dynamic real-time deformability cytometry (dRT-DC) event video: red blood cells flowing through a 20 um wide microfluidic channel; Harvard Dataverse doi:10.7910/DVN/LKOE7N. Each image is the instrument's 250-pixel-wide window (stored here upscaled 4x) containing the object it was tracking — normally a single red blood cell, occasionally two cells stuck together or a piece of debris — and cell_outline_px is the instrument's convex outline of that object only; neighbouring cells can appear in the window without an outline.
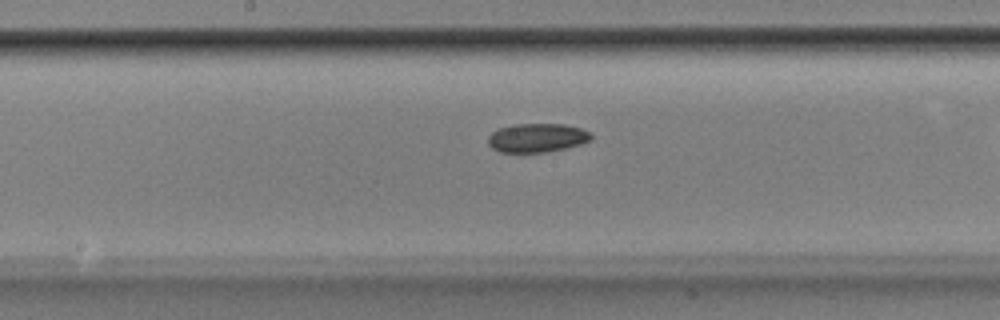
{"species": "Egyptian fruit bat (a non-hibernating species)", "species_latin": "Rousettus aegyptiacus", "temperature_condition": "room temperature", "stored_images_in_passage": 34, "camera_frame_rate_fps": 3000, "um_per_image_px": 0.085, "animal": {"sex": "male"}, "frame": {"image": 1, "passage_image": 20, "time_ms": 6.333, "image_size_px": [1000, 320], "cell_outline_px": [[592, 140], [580, 144], [548, 152], [500, 152], [492, 148], [488, 144], [488, 136], [492, 132], [500, 128], [516, 124], [564, 124], [580, 128], [592, 132]], "centroid_in_image_um": [45.67, 11.71], "position_along_channel_um": 202.5, "area_um2": 17.34}}
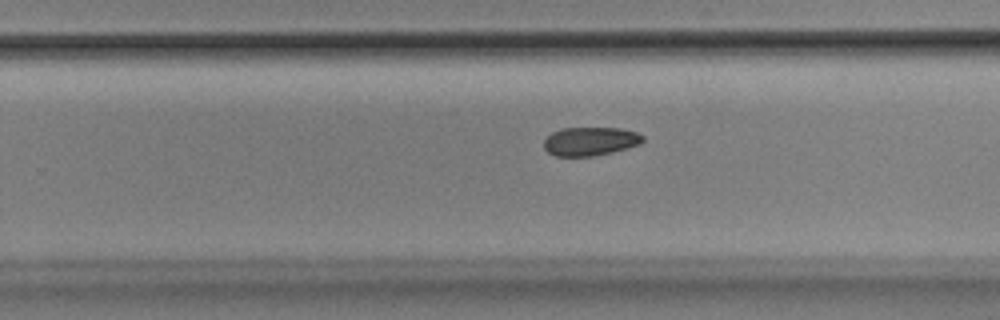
{"frame": {"image": 2, "passage_image": 26, "time_ms": 8.333, "image_size_px": [1000, 320], "cell_outline_px": [[644, 140], [640, 144], [612, 152], [592, 156], [556, 156], [548, 152], [544, 148], [544, 140], [552, 132], [560, 128], [620, 128], [636, 132], [644, 136]], "centroid_in_image_um": [50.16, 12.0], "position_along_channel_um": 279.6, "area_um2": 16.47}}
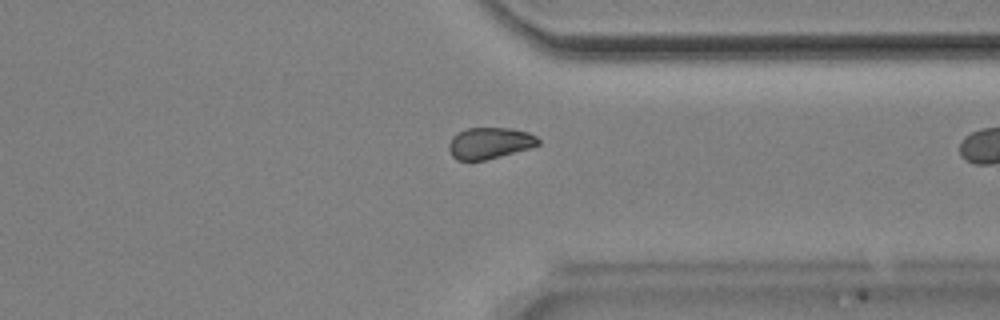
{"frame": {"image": 3, "passage_image": 33, "time_ms": 10.667, "image_size_px": [1000, 320], "cell_outline_px": [[540, 144], [528, 148], [500, 156], [484, 160], [456, 160], [452, 156], [448, 148], [448, 144], [452, 136], [468, 128], [512, 128], [528, 132], [536, 136], [540, 140]], "centroid_in_image_um": [41.61, 12.16], "position_along_channel_um": 369.8, "area_um2": 16.24}}